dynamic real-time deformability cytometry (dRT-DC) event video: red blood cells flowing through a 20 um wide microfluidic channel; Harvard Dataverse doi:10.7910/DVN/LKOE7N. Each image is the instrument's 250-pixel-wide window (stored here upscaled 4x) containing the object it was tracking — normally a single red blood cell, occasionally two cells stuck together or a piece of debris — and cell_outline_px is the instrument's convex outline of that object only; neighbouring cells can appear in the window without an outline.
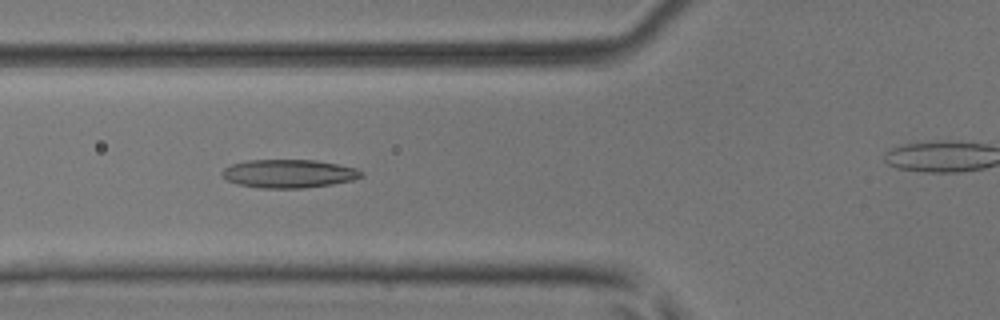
{"species": "common noctule bat (a hibernating species)", "species_latin": "Nyctalus noctula", "temperature_condition": "room temperature", "stored_images_in_passage": 8, "camera_frame_rate_fps": 3000, "um_per_image_px": 0.085, "animal": {"sex": "male", "body_mass_g": 17.9, "forearm_length_mm": 54.2}, "frame": {"image": 1, "passage_image": 5, "time_ms": 1.333, "image_size_px": [1000, 320], "cell_outline_px": [[364, 176], [352, 180], [332, 184], [304, 188], [260, 188], [236, 184], [220, 176], [220, 172], [224, 168], [232, 164], [248, 160], [316, 160], [356, 168], [364, 172]], "centroid_in_image_um": [24.53, 14.76], "position_along_channel_um": 101.3, "area_um2": 23.12}}
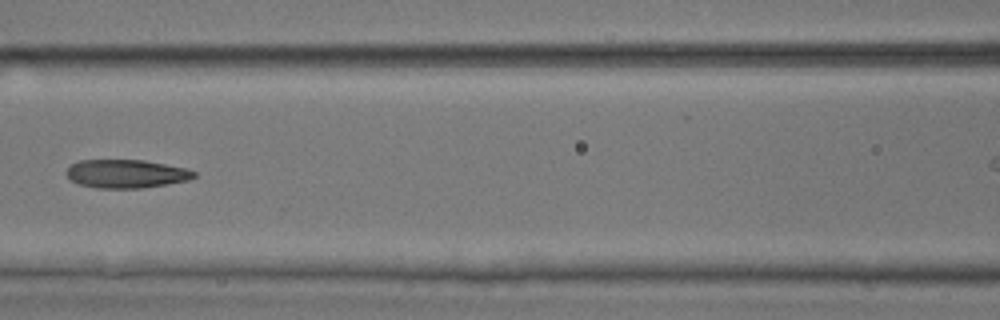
{"frame": {"image": 2, "passage_image": 6, "time_ms": 1.667, "image_size_px": [1000, 320], "cell_outline_px": [[196, 176], [188, 180], [140, 188], [96, 188], [76, 184], [68, 176], [68, 168], [72, 164], [80, 160], [144, 160], [184, 168], [196, 172]], "centroid_in_image_um": [10.71, 14.77], "position_along_channel_um": 155.9, "area_um2": 20.87}}
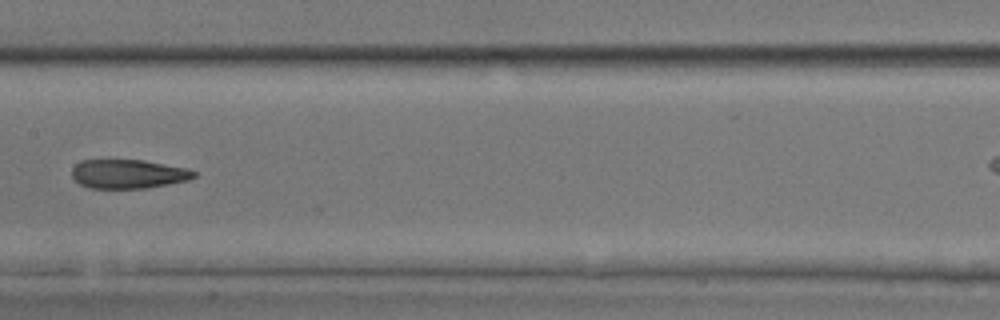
{"frame": {"image": 3, "passage_image": 7, "time_ms": 2.0, "image_size_px": [1000, 320], "cell_outline_px": [[196, 176], [188, 180], [168, 184], [144, 188], [88, 188], [80, 184], [72, 176], [72, 168], [80, 160], [144, 160], [188, 168], [196, 172]], "centroid_in_image_um": [10.9, 14.78], "position_along_channel_um": 196.5, "area_um2": 20.63}}